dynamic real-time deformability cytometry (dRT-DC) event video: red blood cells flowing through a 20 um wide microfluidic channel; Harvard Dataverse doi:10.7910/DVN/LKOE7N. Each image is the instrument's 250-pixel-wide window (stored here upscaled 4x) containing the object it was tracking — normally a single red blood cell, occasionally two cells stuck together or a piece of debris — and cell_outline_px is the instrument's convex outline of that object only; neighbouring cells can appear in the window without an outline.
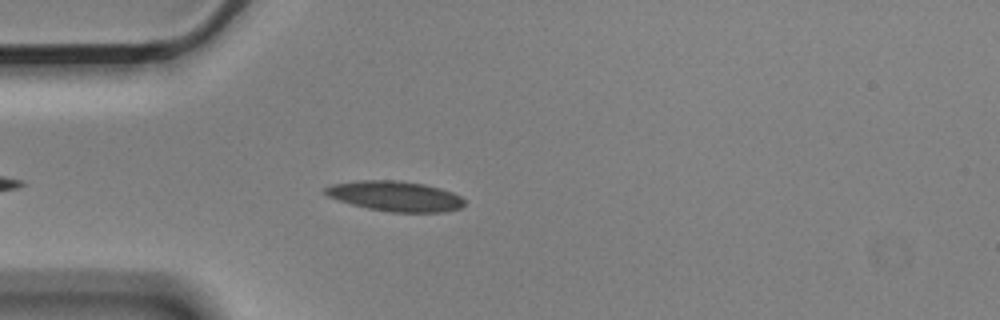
{"species": "Egyptian fruit bat (a non-hibernating species)", "species_latin": "Rousettus aegyptiacus", "temperature_condition": "cold", "stored_images_in_passage": 6, "camera_frame_rate_fps": 3000, "um_per_image_px": 0.085, "animal": {"sex": "male"}, "frame": {"image": 1, "passage_image": 5, "time_ms": 1.333, "image_size_px": [1000, 320], "cell_outline_px": [[464, 204], [460, 208], [444, 212], [392, 212], [368, 208], [352, 204], [328, 196], [324, 192], [324, 188], [332, 184], [356, 180], [396, 180], [424, 184], [440, 188], [452, 192], [460, 196], [464, 200]], "centroid_in_image_um": [33.6, 16.66], "position_along_channel_um": 51.4, "area_um2": 24.33}}